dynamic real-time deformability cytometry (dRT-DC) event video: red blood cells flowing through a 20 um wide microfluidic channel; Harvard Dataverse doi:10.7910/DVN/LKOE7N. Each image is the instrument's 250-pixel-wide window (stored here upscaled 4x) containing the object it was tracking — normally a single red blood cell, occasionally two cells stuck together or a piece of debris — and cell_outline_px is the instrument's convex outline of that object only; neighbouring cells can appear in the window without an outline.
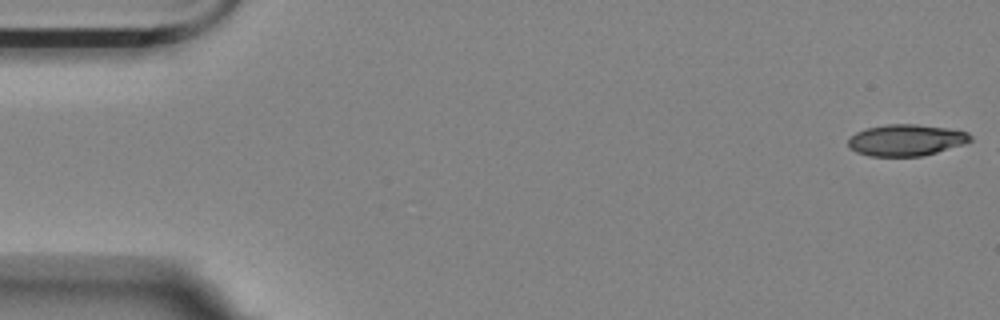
{"species": "Egyptian fruit bat (a non-hibernating species)", "species_latin": "Rousettus aegyptiacus", "temperature_condition": "room temperature", "stored_images_in_passage": 8, "camera_frame_rate_fps": 3000, "um_per_image_px": 0.085, "animal": {"sex": "female"}, "frame": {"image": 1, "passage_image": 1, "time_ms": 0.0, "image_size_px": [1000, 320], "cell_outline_px": [[972, 140], [964, 144], [936, 152], [920, 156], [868, 156], [856, 152], [848, 148], [848, 140], [856, 132], [868, 128], [888, 124], [916, 124], [948, 128], [968, 132], [972, 136]], "centroid_in_image_um": [77.02, 11.91], "position_along_channel_um": 8.0, "area_um2": 22.37}}